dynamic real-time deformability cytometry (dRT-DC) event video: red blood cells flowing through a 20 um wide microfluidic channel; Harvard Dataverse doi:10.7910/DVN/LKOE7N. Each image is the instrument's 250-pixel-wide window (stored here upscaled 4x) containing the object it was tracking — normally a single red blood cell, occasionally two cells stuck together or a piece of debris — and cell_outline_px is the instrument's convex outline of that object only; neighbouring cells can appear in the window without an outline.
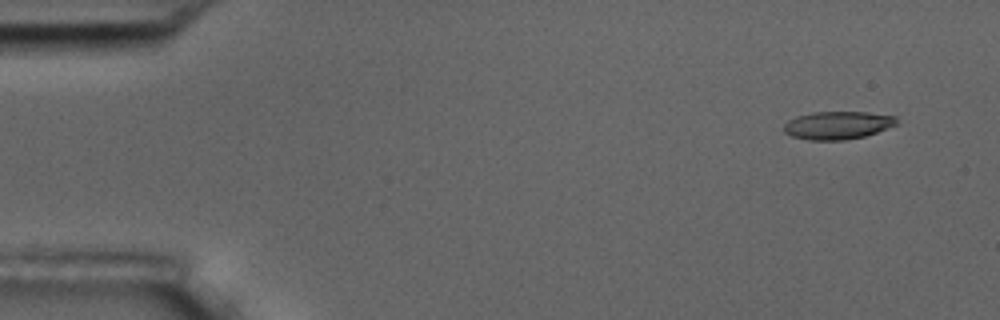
{"species": "common noctule bat (a hibernating species)", "species_latin": "Nyctalus noctula", "temperature_condition": "room temperature", "stored_images_in_passage": 5, "camera_frame_rate_fps": 3000, "um_per_image_px": 0.085, "animal": {"sex": "male", "body_mass_g": 17.5, "forearm_length_mm": 52.3}, "frame": {"image": 1, "passage_image": 1, "time_ms": 0.0, "image_size_px": [1000, 320], "cell_outline_px": [[900, 124], [864, 136], [844, 140], [808, 140], [792, 136], [784, 132], [784, 124], [788, 120], [796, 116], [812, 112], [868, 112], [896, 116]], "centroid_in_image_um": [71.22, 10.64], "position_along_channel_um": 13.8, "area_um2": 18.5}}